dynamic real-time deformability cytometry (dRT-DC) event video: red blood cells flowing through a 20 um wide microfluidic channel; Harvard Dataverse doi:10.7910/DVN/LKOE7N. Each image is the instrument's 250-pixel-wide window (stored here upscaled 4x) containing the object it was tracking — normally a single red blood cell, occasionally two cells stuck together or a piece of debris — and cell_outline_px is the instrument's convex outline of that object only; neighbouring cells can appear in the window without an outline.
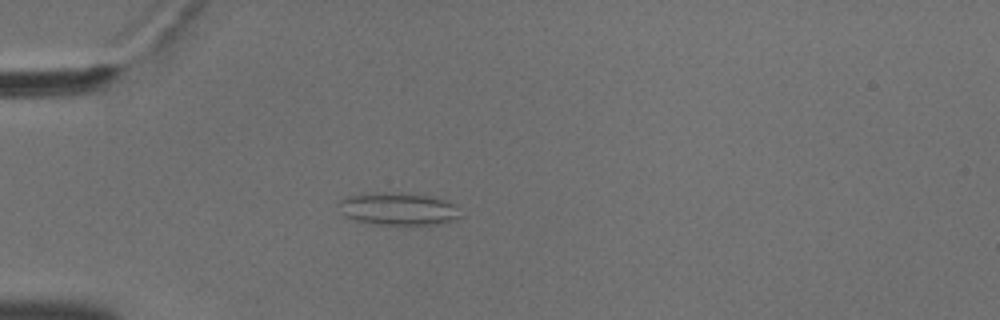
{"species": "common noctule bat (a hibernating species)", "species_latin": "Nyctalus noctula", "temperature_condition": "cold", "stored_images_in_passage": 56, "camera_frame_rate_fps": 3000, "um_per_image_px": 0.085, "animal": {"sex": "male", "body_mass_g": 18.8}, "frame": {"image": 1, "passage_image": 17, "time_ms": 5.333, "image_size_px": [1000, 320], "cell_outline_px": [[460, 216], [456, 220], [436, 224], [372, 224], [356, 220], [344, 216], [340, 212], [336, 204], [340, 200], [348, 196], [364, 192], [400, 192], [428, 196], [444, 200], [452, 204]], "centroid_in_image_um": [33.73, 17.74], "position_along_channel_um": 51.3, "area_um2": 23.12}}
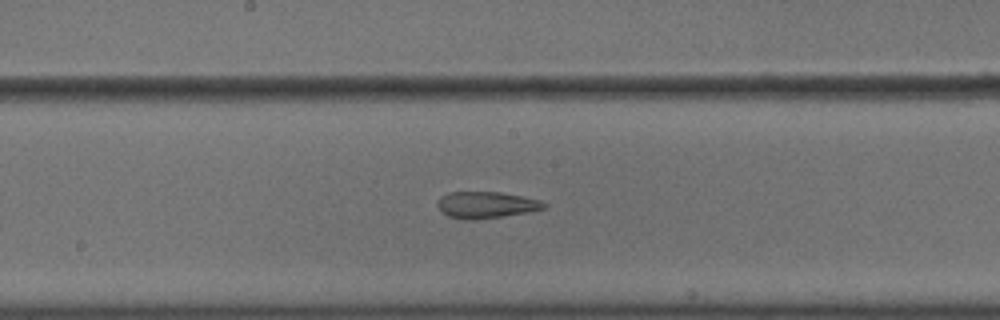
{"frame": {"image": 2, "passage_image": 31, "time_ms": 10.0, "image_size_px": [1000, 320], "cell_outline_px": [[548, 204], [544, 208], [528, 212], [476, 220], [468, 220], [448, 216], [440, 212], [436, 204], [440, 196], [448, 192], [500, 192], [540, 200]], "centroid_in_image_um": [41.27, 17.42], "position_along_channel_um": 206.9, "area_um2": 16.53}}
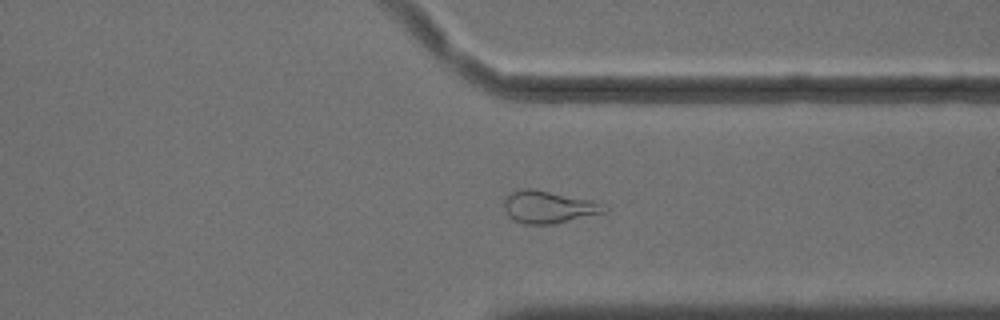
{"frame": {"image": 3, "passage_image": 44, "time_ms": 14.333, "image_size_px": [1000, 320], "cell_outline_px": [[608, 208], [604, 212], [552, 224], [524, 224], [508, 216], [504, 208], [504, 196], [512, 192], [524, 188], [532, 188], [592, 200]], "centroid_in_image_um": [46.56, 17.58], "position_along_channel_um": 364.8, "area_um2": 18.61}, "authors_computed_cell_mechanics": {"area_um2": 21.386, "velocity_mm_per_s": 3.6463, "shape_relaxation_time_tau1_ms": null, "shape_relaxation_time_tau2_ms": 2.9428, "deformation_change_tau1": null, "deformation_change_tau2": 0.1096}}